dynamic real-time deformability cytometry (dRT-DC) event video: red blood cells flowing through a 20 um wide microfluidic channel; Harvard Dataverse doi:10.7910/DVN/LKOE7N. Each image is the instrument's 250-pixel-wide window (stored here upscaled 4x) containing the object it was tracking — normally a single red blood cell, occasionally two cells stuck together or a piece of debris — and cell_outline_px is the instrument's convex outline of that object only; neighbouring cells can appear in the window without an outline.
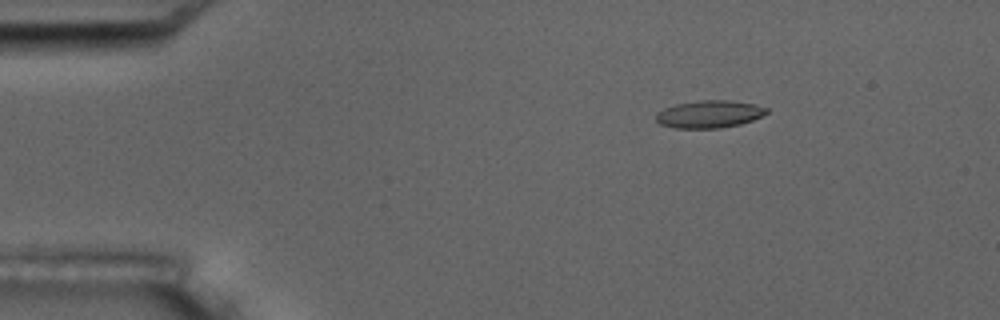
{"species": "common noctule bat (a hibernating species)", "species_latin": "Nyctalus noctula", "temperature_condition": "room temperature", "stored_images_in_passage": 4, "camera_frame_rate_fps": 3000, "um_per_image_px": 0.085, "animal": {"sex": "male", "body_mass_g": 17.5, "forearm_length_mm": 52.3}, "frame": {"image": 1, "passage_image": 2, "time_ms": 2.0, "image_size_px": [1000, 320], "cell_outline_px": [[768, 112], [752, 120], [740, 124], [720, 128], [676, 128], [660, 124], [656, 120], [656, 112], [664, 108], [676, 104], [704, 100], [728, 100], [756, 104], [768, 108]], "centroid_in_image_um": [60.28, 9.7], "position_along_channel_um": 24.7, "area_um2": 17.63}}